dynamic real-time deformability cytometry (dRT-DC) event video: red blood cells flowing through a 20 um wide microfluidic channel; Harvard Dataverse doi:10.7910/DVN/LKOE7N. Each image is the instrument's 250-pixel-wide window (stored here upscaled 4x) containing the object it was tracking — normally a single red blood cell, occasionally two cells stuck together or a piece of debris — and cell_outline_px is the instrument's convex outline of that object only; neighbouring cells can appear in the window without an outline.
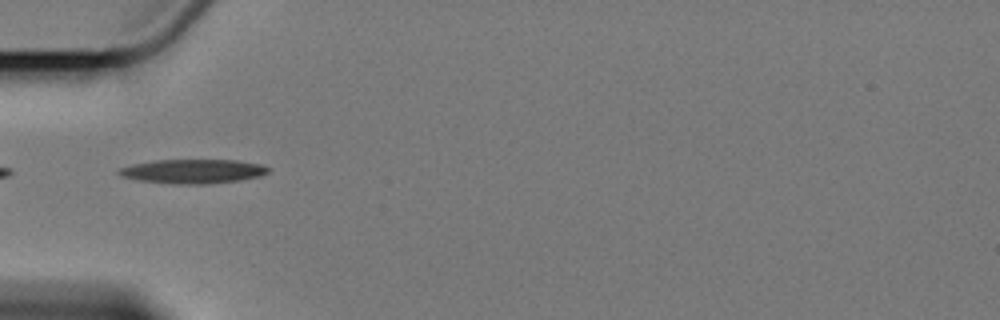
{"species": "Egyptian fruit bat (a non-hibernating species)", "species_latin": "Rousettus aegyptiacus", "temperature_condition": "cold", "stored_images_in_passage": 13, "camera_frame_rate_fps": 3000, "um_per_image_px": 0.085, "animal": {"sex": "female"}, "frame": {"image": 1, "passage_image": 3, "time_ms": 3.0, "image_size_px": [1000, 320], "cell_outline_px": [[268, 172], [260, 176], [236, 180], [204, 184], [176, 184], [136, 180], [120, 176], [116, 172], [116, 168], [132, 164], [156, 160], [236, 160], [260, 164], [268, 168]], "centroid_in_image_um": [16.3, 14.56], "position_along_channel_um": 68.7, "area_um2": 20.98}}
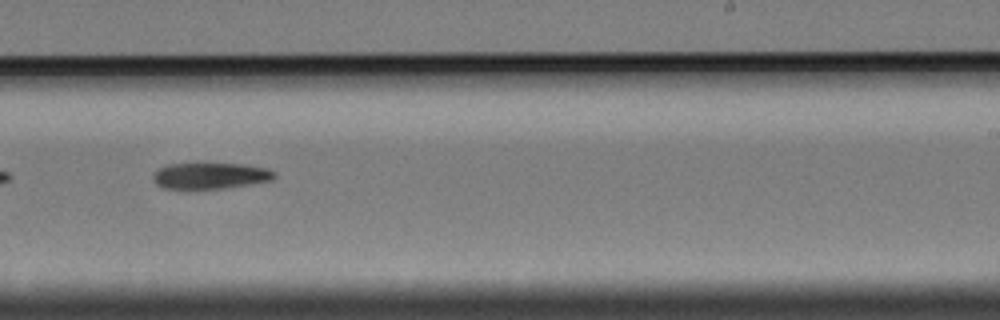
{"frame": {"image": 2, "passage_image": 8, "time_ms": 9.0, "image_size_px": [1000, 320], "cell_outline_px": [[276, 176], [272, 180], [224, 188], [164, 188], [156, 184], [152, 180], [152, 176], [160, 168], [168, 164], [244, 164], [268, 168], [276, 172]], "centroid_in_image_um": [17.9, 14.93], "position_along_channel_um": 271.1, "area_um2": 18.26}}
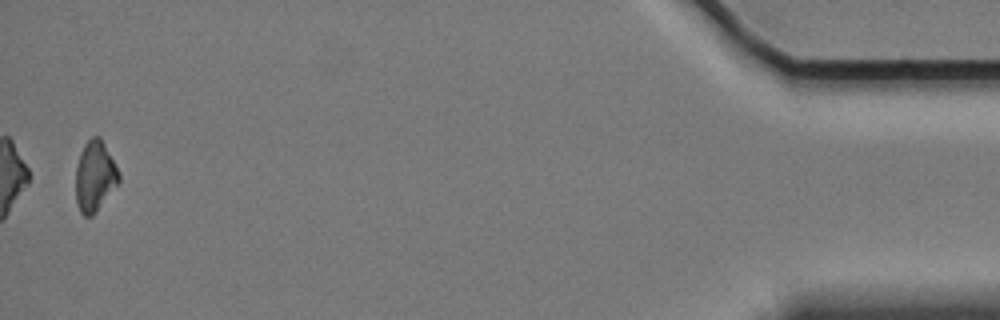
{"frame": {"image": 3, "passage_image": 13, "time_ms": 16.0, "image_size_px": [1000, 320], "cell_outline_px": [[120, 180], [96, 212], [92, 216], [84, 216], [80, 212], [76, 200], [76, 168], [80, 152], [84, 144], [92, 136], [100, 136], [120, 172]], "centroid_in_image_um": [8.06, 14.97], "position_along_channel_um": 427.1, "area_um2": 17.69}}